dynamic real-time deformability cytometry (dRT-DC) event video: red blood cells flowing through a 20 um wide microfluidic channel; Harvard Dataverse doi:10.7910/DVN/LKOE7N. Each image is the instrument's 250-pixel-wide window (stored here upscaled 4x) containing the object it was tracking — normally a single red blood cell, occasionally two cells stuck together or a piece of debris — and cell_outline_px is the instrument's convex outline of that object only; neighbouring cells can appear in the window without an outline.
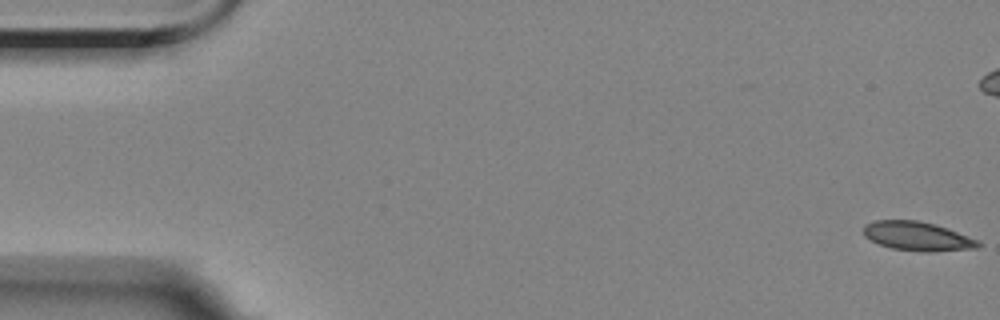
{"species": "Egyptian fruit bat (a non-hibernating species)", "species_latin": "Rousettus aegyptiacus", "temperature_condition": "room temperature", "stored_images_in_passage": 10, "camera_frame_rate_fps": 3000, "um_per_image_px": 0.085, "animal": {"sex": "female"}, "frame": {"image": 1, "passage_image": 1, "time_ms": 0.0, "image_size_px": [1000, 320], "cell_outline_px": [[984, 244], [980, 248], [932, 252], [920, 252], [892, 248], [880, 244], [864, 236], [864, 224], [876, 220], [916, 220], [948, 228], [980, 240]], "centroid_in_image_um": [78.06, 20.09], "position_along_channel_um": 6.9, "area_um2": 19.59}}
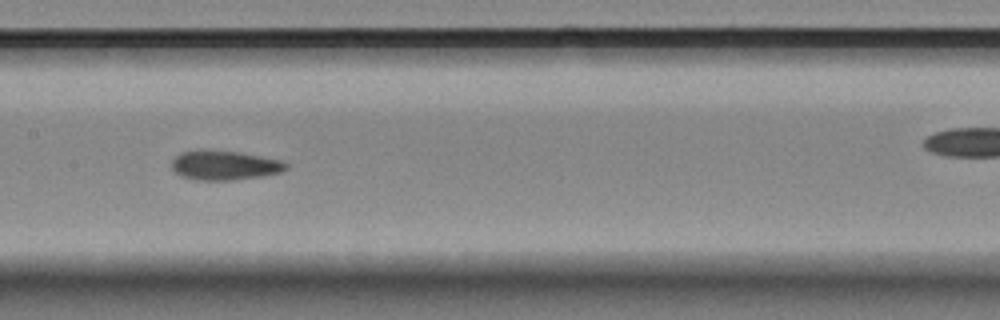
{"frame": {"image": 2, "passage_image": 9, "time_ms": 9.0, "image_size_px": [1000, 320], "cell_outline_px": [[288, 168], [280, 172], [260, 176], [236, 180], [196, 180], [180, 176], [172, 168], [172, 160], [180, 152], [200, 148], [204, 148], [240, 152], [280, 160], [288, 164]], "centroid_in_image_um": [19.03, 14.03], "position_along_channel_um": 188.4, "area_um2": 19.94}}